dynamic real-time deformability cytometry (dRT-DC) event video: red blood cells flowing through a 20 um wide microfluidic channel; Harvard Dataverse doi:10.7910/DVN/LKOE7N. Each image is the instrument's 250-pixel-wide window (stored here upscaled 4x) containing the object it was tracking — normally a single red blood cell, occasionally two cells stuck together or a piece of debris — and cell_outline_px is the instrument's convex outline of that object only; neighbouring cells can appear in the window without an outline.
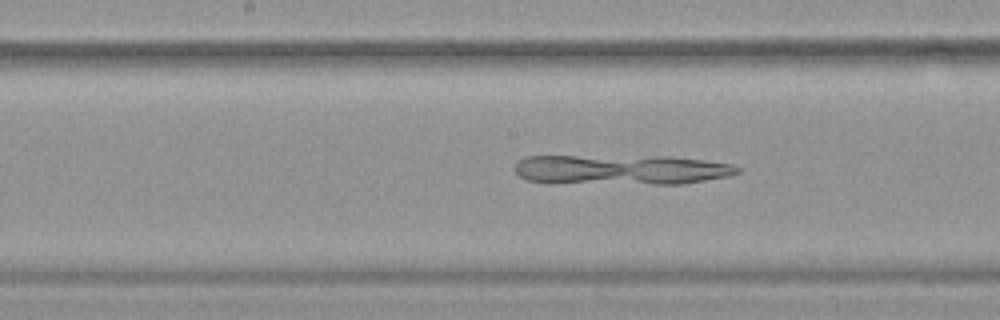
{"species": "common noctule bat (a hibernating species)", "species_latin": "Nyctalus noctula", "temperature_condition": "warm", "stored_images_in_passage": 47, "camera_frame_rate_fps": 3000, "um_per_image_px": 0.085, "animal": {"sex": "female", "body_mass_g": 19.9}, "frame": {"image": 1, "passage_image": 27, "time_ms": 8.667, "image_size_px": [1000, 320], "cell_outline_px": [[740, 172], [728, 176], [684, 184], [548, 184], [528, 180], [520, 176], [512, 168], [524, 156], [668, 156], [704, 160], [732, 164], [740, 168]], "centroid_in_image_um": [52.74, 14.44], "position_along_channel_um": 195.5, "area_um2": 39.82}}